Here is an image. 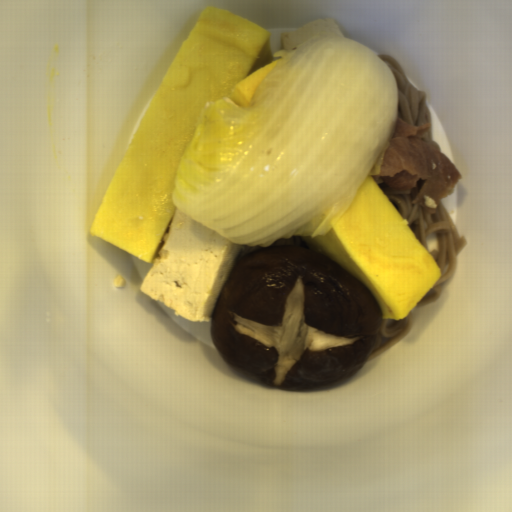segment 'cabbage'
Instances as JSON below:
<instances>
[{"instance_id":"cabbage-1","label":"cabbage","mask_w":512,"mask_h":512,"mask_svg":"<svg viewBox=\"0 0 512 512\" xmlns=\"http://www.w3.org/2000/svg\"><path fill=\"white\" fill-rule=\"evenodd\" d=\"M279 58L249 105L205 103L172 202L237 244L324 237L388 150L399 82L376 50L311 36Z\"/></svg>"}]
</instances>
